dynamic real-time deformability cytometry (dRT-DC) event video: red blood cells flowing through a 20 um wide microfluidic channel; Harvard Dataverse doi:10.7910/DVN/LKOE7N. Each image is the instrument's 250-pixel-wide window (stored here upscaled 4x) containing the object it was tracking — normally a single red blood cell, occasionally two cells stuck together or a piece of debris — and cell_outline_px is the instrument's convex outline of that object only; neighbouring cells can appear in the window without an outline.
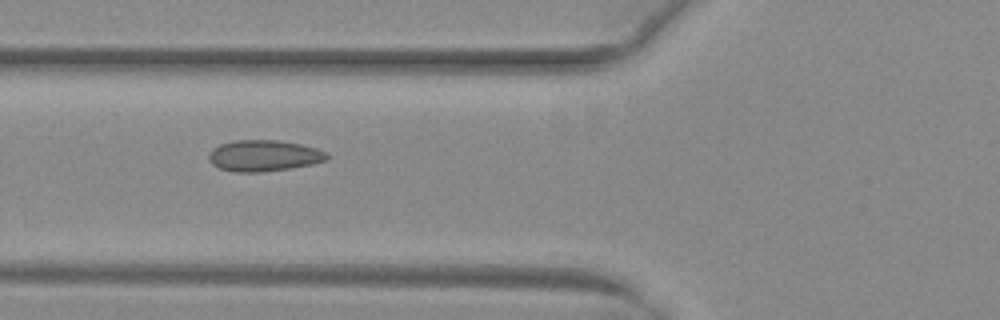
{"species": "common noctule bat (a hibernating species)", "species_latin": "Nyctalus noctula", "temperature_condition": "warm", "stored_images_in_passage": 38, "camera_frame_rate_fps": 3000, "um_per_image_px": 0.085, "animal": {"sex": "female", "body_mass_g": 29.2, "forearm_length_mm": 56.3}, "frame": {"image": 1, "passage_image": 9, "time_ms": 2.667, "image_size_px": [1000, 320], "cell_outline_px": [[328, 156], [324, 160], [312, 164], [288, 168], [260, 172], [236, 172], [220, 168], [212, 164], [208, 160], [208, 152], [212, 148], [220, 144], [236, 140], [280, 140], [300, 144], [316, 148], [328, 152]], "centroid_in_image_um": [22.39, 13.22], "position_along_channel_um": 103.4, "area_um2": 21.44}}
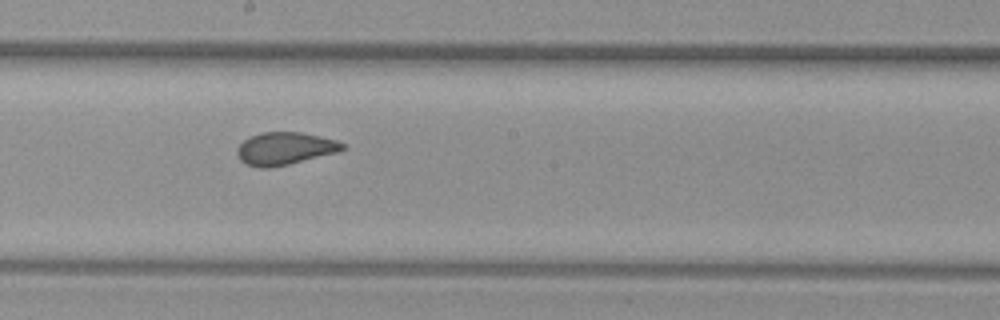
{"frame": {"image": 2, "passage_image": 18, "time_ms": 5.667, "image_size_px": [1000, 320], "cell_outline_px": [[344, 148], [336, 152], [288, 164], [268, 168], [260, 168], [244, 164], [240, 160], [236, 152], [236, 148], [248, 136], [260, 132], [300, 132], [320, 136], [336, 140], [344, 144]], "centroid_in_image_um": [24.14, 12.62], "position_along_channel_um": 224.1, "area_um2": 19.94}}
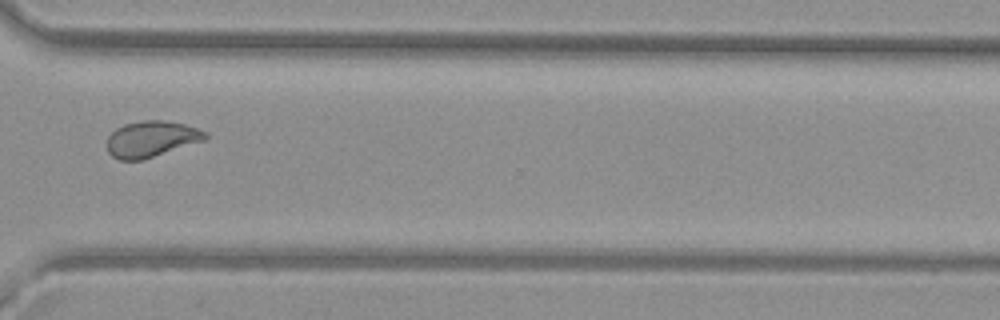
{"frame": {"image": 3, "passage_image": 28, "time_ms": 9.0, "image_size_px": [1000, 320], "cell_outline_px": [[208, 140], [144, 160], [120, 160], [112, 156], [108, 152], [108, 136], [116, 128], [124, 124], [144, 120], [164, 120], [184, 124], [208, 132]], "centroid_in_image_um": [12.92, 11.82], "position_along_channel_um": 357.7, "area_um2": 20.98}}